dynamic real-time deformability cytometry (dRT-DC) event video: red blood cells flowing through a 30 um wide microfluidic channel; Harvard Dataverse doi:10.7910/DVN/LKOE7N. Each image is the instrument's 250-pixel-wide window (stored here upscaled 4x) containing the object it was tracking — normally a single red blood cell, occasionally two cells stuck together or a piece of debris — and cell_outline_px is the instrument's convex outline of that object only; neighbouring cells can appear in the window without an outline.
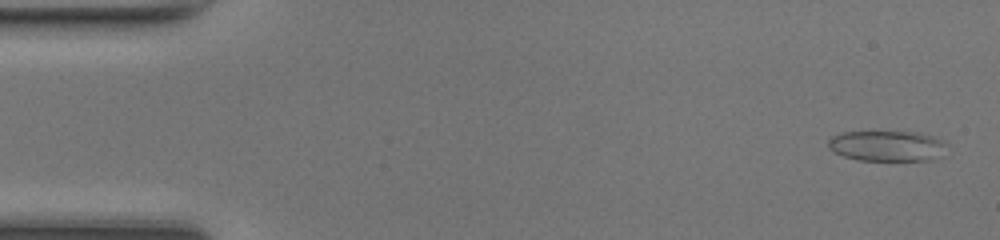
{"species": "common noctule bat (a hibernating species)", "species_latin": "Nyctalus noctula", "temperature_condition": "room temperature", "stored_images_in_passage": 49, "camera_frame_rate_fps": 3000, "um_per_image_px": 0.085, "animal": {"sex": "female", "body_mass_g": 17.0, "forearm_length_mm": 48.0}, "frame": {"image": 1, "passage_image": 2, "time_ms": 0.333, "image_size_px": [1000, 240], "cell_outline_px": [[948, 144], [932, 160], [856, 160], [844, 156], [828, 148], [828, 140], [832, 136], [840, 132], [920, 132], [932, 136]], "centroid_in_image_um": [75.34, 12.39], "position_along_channel_um": 9.7, "area_um2": 20.87}}
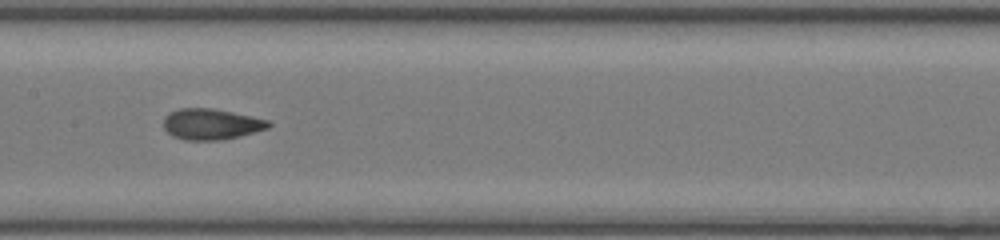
{"frame": {"image": 2, "passage_image": 24, "time_ms": 7.667, "image_size_px": [1000, 240], "cell_outline_px": [[272, 124], [268, 128], [240, 136], [220, 140], [184, 140], [172, 136], [164, 128], [164, 116], [180, 108], [212, 108], [232, 112], [268, 120]], "centroid_in_image_um": [17.94, 10.56], "position_along_channel_um": 189.5, "area_um2": 18.79}}
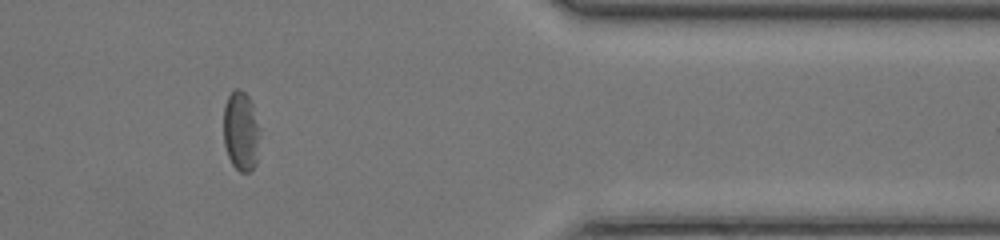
{"frame": {"image": 3, "passage_image": 40, "time_ms": 13.0, "image_size_px": [1000, 240], "cell_outline_px": [[260, 136], [256, 164], [248, 172], [240, 172], [232, 164], [228, 156], [224, 144], [224, 104], [228, 96], [236, 88], [240, 88], [248, 96], [252, 104], [260, 128]], "centroid_in_image_um": [20.49, 11.14], "position_along_channel_um": 390.9, "area_um2": 16.99}, "authors_computed_cell_mechanics": {"area_um2": 19.074, "velocity_mm_per_s": 4.2581, "shape_relaxation_time_tau1_ms": 6.006, "shape_relaxation_time_tau2_ms": 1.5341, "deformation_change_tau1": 0.1489, "deformation_change_tau2": 0.0746}}